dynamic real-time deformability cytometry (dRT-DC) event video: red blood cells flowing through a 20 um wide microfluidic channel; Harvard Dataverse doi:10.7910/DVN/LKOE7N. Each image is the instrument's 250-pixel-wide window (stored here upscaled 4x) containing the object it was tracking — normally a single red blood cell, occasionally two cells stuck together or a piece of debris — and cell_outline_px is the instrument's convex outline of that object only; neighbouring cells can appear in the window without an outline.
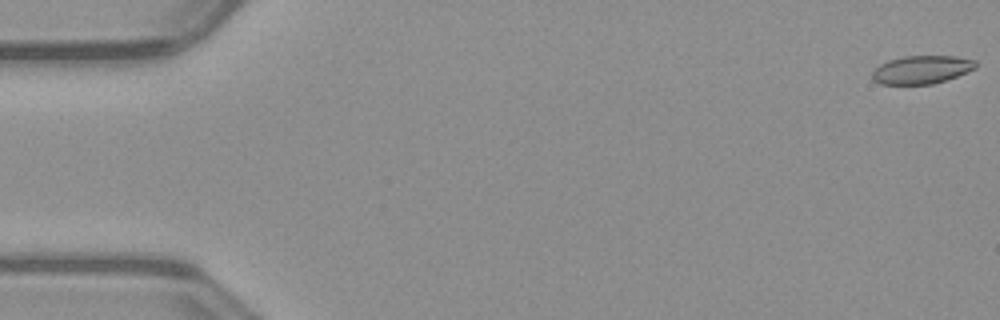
{"species": "common noctule bat (a hibernating species)", "species_latin": "Nyctalus noctula", "temperature_condition": "warm", "stored_images_in_passage": 52, "camera_frame_rate_fps": 3000, "um_per_image_px": 0.085, "animal": {"sex": "male", "body_mass_g": 23.1, "forearm_length_mm": 52.7}, "frame": {"image": 1, "passage_image": 1, "time_ms": 0.0, "image_size_px": [1000, 320], "cell_outline_px": [[976, 68], [956, 76], [932, 84], [880, 84], [872, 80], [872, 72], [880, 64], [888, 60], [904, 56], [956, 56], [976, 60]], "centroid_in_image_um": [78.32, 5.91], "position_along_channel_um": 6.7, "area_um2": 16.94}}
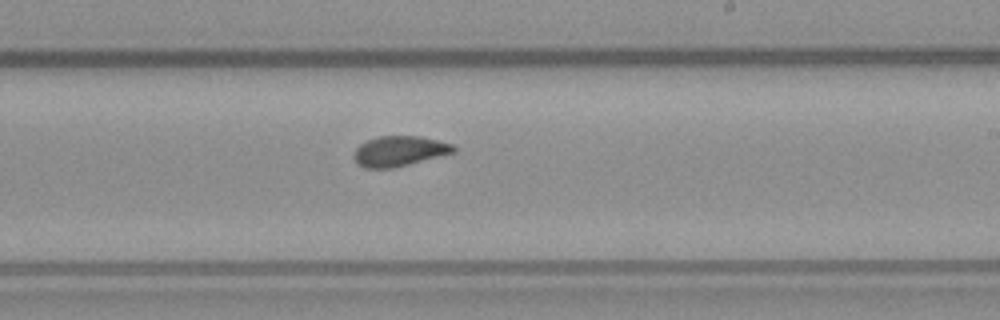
{"frame": {"image": 2, "passage_image": 31, "time_ms": 10.0, "image_size_px": [1000, 320], "cell_outline_px": [[456, 152], [392, 168], [364, 168], [352, 156], [356, 148], [360, 144], [368, 140], [380, 136], [420, 136], [452, 144], [456, 148]], "centroid_in_image_um": [33.94, 12.84], "position_along_channel_um": 255.1, "area_um2": 17.34}}
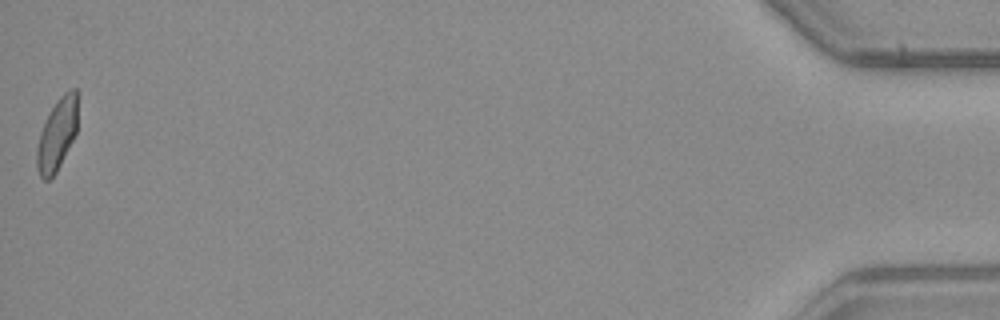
{"frame": {"image": 3, "passage_image": 52, "time_ms": 17.0, "image_size_px": [1000, 320], "cell_outline_px": [[76, 132], [56, 172], [48, 180], [44, 180], [40, 176], [36, 164], [36, 148], [40, 132], [56, 100], [68, 88], [76, 88]], "centroid_in_image_um": [4.82, 11.42], "position_along_channel_um": 430.4, "area_um2": 16.7}, "authors_computed_cell_mechanics": {"area_um2": 17.5712, "velocity_mm_per_s": 4.0118, "shape_relaxation_time_tau1_ms": null, "shape_relaxation_time_tau2_ms": 1.1579, "deformation_change_tau1": null, "deformation_change_tau2": 0.0522}}